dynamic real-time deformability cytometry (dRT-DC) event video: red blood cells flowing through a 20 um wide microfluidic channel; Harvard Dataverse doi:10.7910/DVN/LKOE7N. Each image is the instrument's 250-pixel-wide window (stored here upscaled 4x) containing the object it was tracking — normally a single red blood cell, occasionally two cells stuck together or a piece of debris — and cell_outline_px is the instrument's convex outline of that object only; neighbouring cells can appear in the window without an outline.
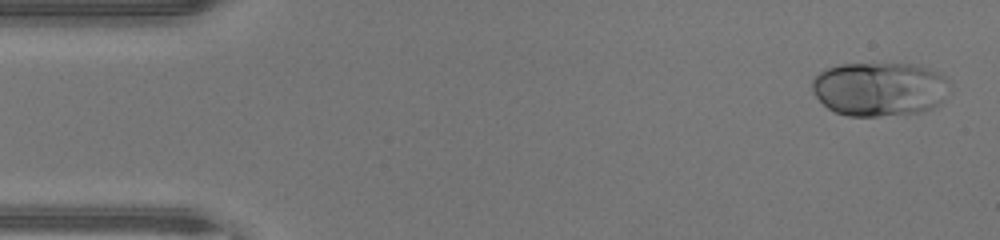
{"species": "human", "species_latin": "Homo sapiens", "temperature_condition": "warm", "stored_images_in_passage": 45, "camera_frame_rate_fps": 3000, "um_per_image_px": 0.085, "donor": {"sex": "male"}, "frame": {"image": 1, "passage_image": 2, "time_ms": 0.333, "image_size_px": [1000, 240], "cell_outline_px": [[948, 80], [940, 100], [936, 104], [928, 108], [916, 112], [876, 116], [848, 116], [836, 112], [828, 108], [812, 92], [812, 80], [820, 72], [828, 68], [840, 64], [920, 64], [944, 76]], "centroid_in_image_um": [74.68, 7.55], "position_along_channel_um": 10.3, "area_um2": 42.48}}
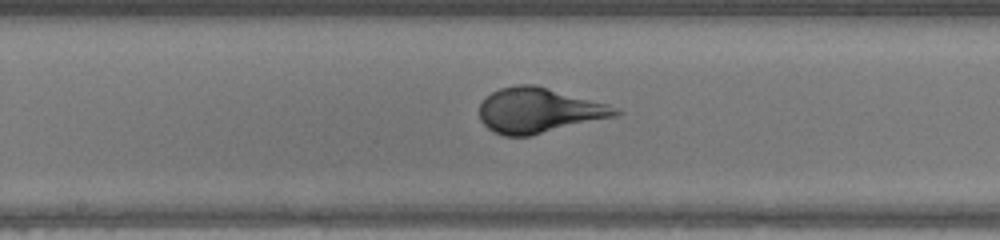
{"frame": {"image": 2, "passage_image": 23, "time_ms": 7.333, "image_size_px": [1000, 240], "cell_outline_px": [[624, 112], [616, 116], [528, 136], [504, 136], [488, 128], [480, 120], [480, 104], [492, 92], [500, 88], [516, 84], [536, 84], [608, 104], [620, 108]], "centroid_in_image_um": [45.83, 9.37], "position_along_channel_um": 202.4, "area_um2": 35.66}}
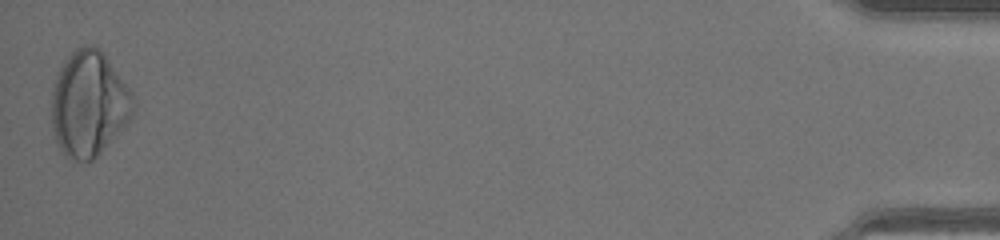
{"frame": {"image": 3, "passage_image": 45, "time_ms": 14.667, "image_size_px": [1000, 240], "cell_outline_px": [[136, 100], [132, 116], [128, 124], [92, 160], [76, 160], [68, 156], [56, 144], [52, 124], [52, 92], [56, 76], [64, 60], [76, 48], [84, 44], [92, 44], [100, 48], [104, 52], [132, 92]], "centroid_in_image_um": [7.58, 8.78], "position_along_channel_um": 427.6, "area_um2": 50.34}, "authors_computed_cell_mechanics": {"area_um2": 37.859, "velocity_mm_per_s": 4.5004, "shape_relaxation_time_tau1_ms": 3.83, "shape_relaxation_time_tau2_ms": null, "deformation_change_tau1": 0.1992, "deformation_change_tau2": null}}